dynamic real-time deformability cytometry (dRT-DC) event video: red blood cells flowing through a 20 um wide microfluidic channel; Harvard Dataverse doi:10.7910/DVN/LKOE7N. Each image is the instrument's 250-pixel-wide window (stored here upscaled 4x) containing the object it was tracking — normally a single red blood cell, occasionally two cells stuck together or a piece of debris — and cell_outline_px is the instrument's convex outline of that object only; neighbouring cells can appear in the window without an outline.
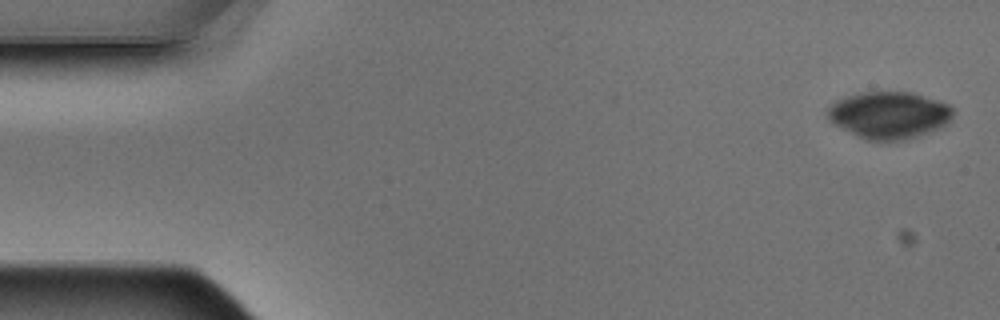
{"species": "Egyptian fruit bat (a non-hibernating species)", "species_latin": "Rousettus aegyptiacus", "temperature_condition": "warm", "stored_images_in_passage": 6, "camera_frame_rate_fps": 3000, "um_per_image_px": 0.085, "animal": {"sex": "male"}, "frame": {"image": 1, "passage_image": 1, "time_ms": 0.0, "image_size_px": [1000, 320], "cell_outline_px": [[952, 120], [948, 124], [940, 128], [920, 136], [904, 140], [868, 140], [832, 124], [828, 120], [828, 108], [836, 100], [844, 96], [860, 92], [912, 92], [940, 100], [948, 104], [952, 108]], "centroid_in_image_um": [75.59, 9.77], "position_along_channel_um": 9.4, "area_um2": 34.62}}